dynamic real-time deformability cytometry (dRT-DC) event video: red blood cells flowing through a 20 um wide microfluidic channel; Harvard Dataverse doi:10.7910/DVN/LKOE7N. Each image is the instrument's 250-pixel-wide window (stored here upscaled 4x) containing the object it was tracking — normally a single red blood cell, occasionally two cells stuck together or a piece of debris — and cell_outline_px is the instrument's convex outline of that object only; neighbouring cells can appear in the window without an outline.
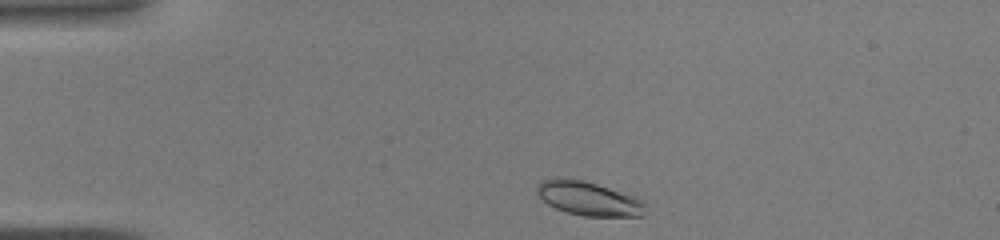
{"species": "common noctule bat (a hibernating species)", "species_latin": "Nyctalus noctula", "temperature_condition": "warm", "stored_images_in_passage": 32, "camera_frame_rate_fps": 3000, "um_per_image_px": 0.085, "animal": {"sex": "male", "body_mass_g": 19.0, "forearm_length_mm": 50.8}, "frame": {"image": 1, "passage_image": 2, "time_ms": 0.333, "image_size_px": [1000, 240], "cell_outline_px": [[644, 212], [640, 216], [584, 216], [568, 212], [556, 208], [548, 204], [536, 192], [536, 188], [540, 180], [560, 176], [584, 180], [608, 188], [640, 200], [644, 204]], "centroid_in_image_um": [49.93, 16.85], "position_along_channel_um": 35.1, "area_um2": 21.1}}
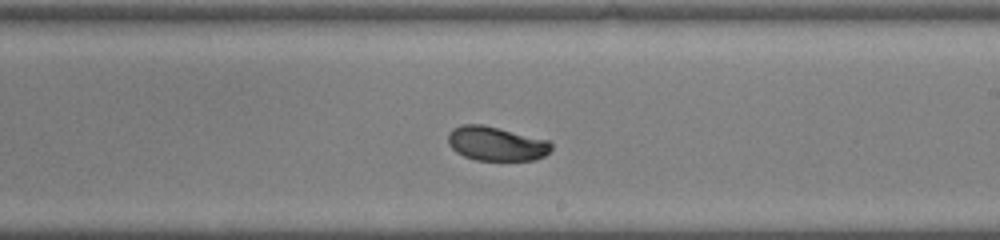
{"frame": {"image": 2, "passage_image": 19, "time_ms": 6.0, "image_size_px": [1000, 240], "cell_outline_px": [[552, 148], [544, 156], [536, 160], [476, 160], [464, 156], [456, 152], [448, 144], [448, 132], [452, 128], [460, 124], [484, 124], [548, 140], [552, 144]], "centroid_in_image_um": [42.15, 12.2], "position_along_channel_um": 246.8, "area_um2": 20.75}}
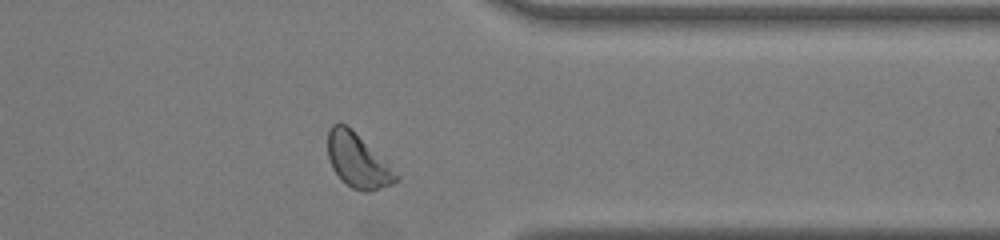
{"frame": {"image": 3, "passage_image": 28, "time_ms": 9.0, "image_size_px": [1000, 240], "cell_outline_px": [[400, 180], [392, 184], [368, 192], [364, 192], [352, 188], [340, 180], [332, 168], [328, 156], [328, 132], [332, 124], [344, 124], [388, 164], [400, 176]], "centroid_in_image_um": [30.39, 13.72], "position_along_channel_um": 381.0, "area_um2": 20.87}}